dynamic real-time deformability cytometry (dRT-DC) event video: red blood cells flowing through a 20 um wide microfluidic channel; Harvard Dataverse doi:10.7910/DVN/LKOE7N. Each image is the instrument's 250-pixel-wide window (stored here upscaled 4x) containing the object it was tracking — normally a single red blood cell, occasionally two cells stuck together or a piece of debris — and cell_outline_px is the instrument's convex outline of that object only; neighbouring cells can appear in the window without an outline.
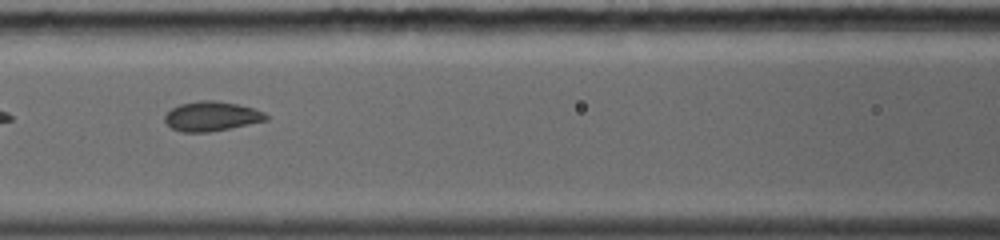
{"species": "common noctule bat (a hibernating species)", "species_latin": "Nyctalus noctula", "temperature_condition": "warm", "stored_images_in_passage": 11, "camera_frame_rate_fps": 5000, "um_per_image_px": 0.085, "animal": {"sex": "female", "body_mass_g": 19.0, "forearm_length_mm": 56.7}, "frame": {"image": 1, "passage_image": 5, "time_ms": 2.4, "image_size_px": [1000, 240], "cell_outline_px": [[268, 120], [208, 132], [180, 132], [172, 128], [164, 120], [164, 116], [172, 108], [180, 104], [200, 100], [216, 100], [236, 104], [252, 108], [264, 112], [268, 116]], "centroid_in_image_um": [17.96, 9.88], "position_along_channel_um": 148.6, "area_um2": 17.28}}
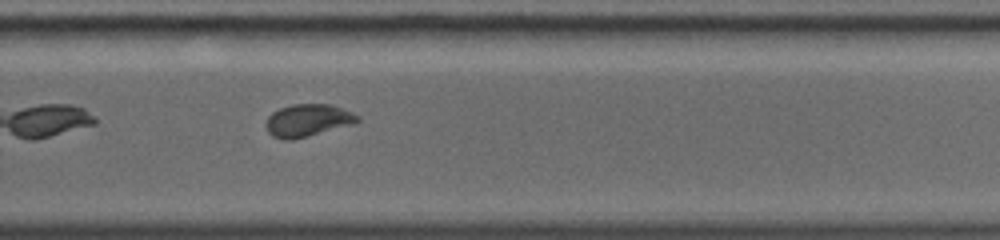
{"frame": {"image": 2, "passage_image": 10, "time_ms": 6.0, "image_size_px": [1000, 240], "cell_outline_px": [[360, 120], [352, 124], [308, 136], [292, 140], [284, 140], [272, 136], [268, 132], [264, 124], [268, 116], [272, 112], [280, 108], [292, 104], [332, 104], [352, 112], [360, 116]], "centroid_in_image_um": [26.13, 10.23], "position_along_channel_um": 303.7, "area_um2": 17.4}}
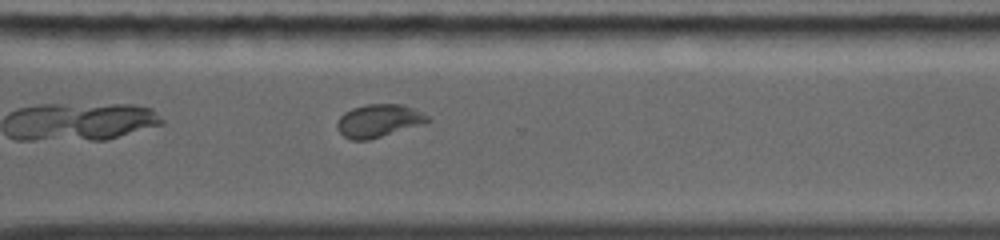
{"frame": {"image": 3, "passage_image": 11, "time_ms": 6.8, "image_size_px": [1000, 240], "cell_outline_px": [[432, 120], [424, 124], [368, 140], [352, 140], [344, 136], [336, 128], [336, 124], [340, 116], [344, 112], [352, 108], [368, 104], [404, 104], [428, 116]], "centroid_in_image_um": [32.18, 10.26], "position_along_channel_um": 338.4, "area_um2": 17.34}}